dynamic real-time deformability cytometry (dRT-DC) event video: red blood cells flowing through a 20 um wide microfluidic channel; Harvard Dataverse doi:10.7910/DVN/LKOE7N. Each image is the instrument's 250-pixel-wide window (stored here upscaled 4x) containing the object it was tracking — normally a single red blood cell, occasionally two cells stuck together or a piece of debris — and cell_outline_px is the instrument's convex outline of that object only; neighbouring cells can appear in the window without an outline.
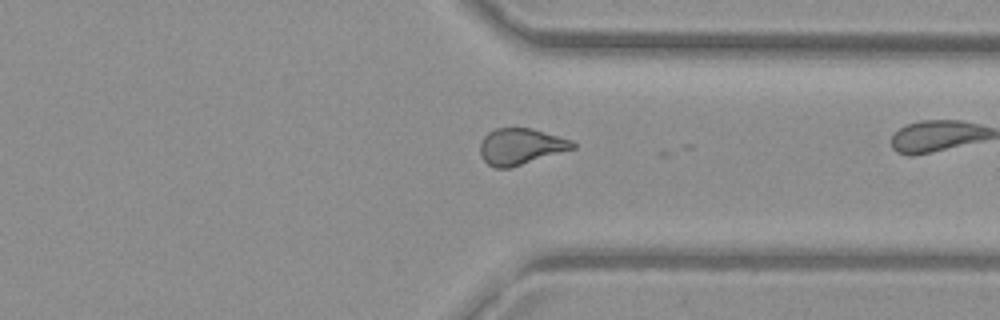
{"species": "common noctule bat (a hibernating species)", "species_latin": "Nyctalus noctula", "temperature_condition": "warm", "stored_images_in_passage": 40, "camera_frame_rate_fps": 3000, "um_per_image_px": 0.085, "animal": {"sex": "female", "body_mass_g": 29.2, "forearm_length_mm": 56.3}, "frame": {"image": 1, "passage_image": 39, "time_ms": 12.667, "image_size_px": [1000, 320], "cell_outline_px": [[576, 148], [508, 168], [496, 168], [488, 164], [480, 156], [480, 144], [484, 136], [488, 132], [496, 128], [532, 128], [572, 140], [576, 144]], "centroid_in_image_um": [44.25, 12.44], "position_along_channel_um": 367.1, "area_um2": 19.48}, "authors_computed_cell_mechanics": {"area_um2": 20.1433, "velocity_mm_per_s": 4.0398, "shape_relaxation_time_tau1_ms": null, "shape_relaxation_time_tau2_ms": 1.1785, "deformation_change_tau1": null, "deformation_change_tau2": 0.0676}}